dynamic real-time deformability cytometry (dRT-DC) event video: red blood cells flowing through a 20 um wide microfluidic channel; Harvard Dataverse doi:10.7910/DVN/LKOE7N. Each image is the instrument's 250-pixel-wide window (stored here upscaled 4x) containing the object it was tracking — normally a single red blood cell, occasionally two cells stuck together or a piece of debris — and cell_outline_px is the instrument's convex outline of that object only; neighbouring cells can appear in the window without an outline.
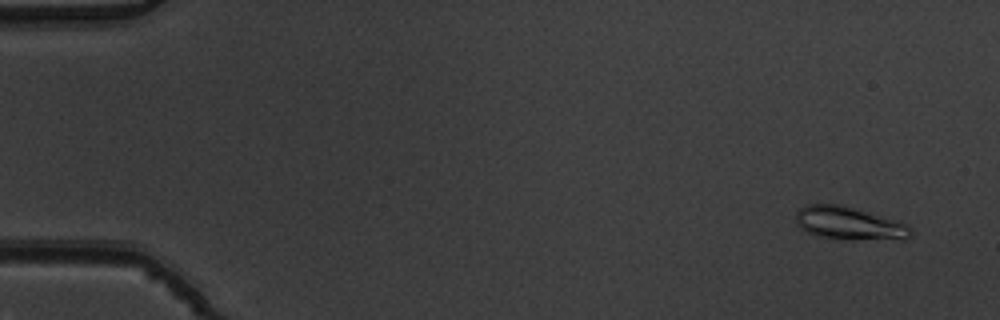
{"species": "common noctule bat (a hibernating species)", "species_latin": "Nyctalus noctula", "temperature_condition": "warm", "stored_images_in_passage": 55, "segment_of_instrument_passage": [1, 2], "camera_frame_rate_fps": 3000, "um_per_image_px": 0.085, "animal": {"sex": "male", "body_mass_g": 19.5, "forearm_length_mm": 54.6}, "frame": {"image": 1, "passage_image": 4, "time_ms": 1.0, "image_size_px": [1000, 320], "cell_outline_px": [[912, 236], [908, 240], [852, 240], [816, 236], [800, 228], [796, 224], [796, 212], [800, 208], [808, 204], [836, 204], [900, 220], [908, 224], [912, 228]], "centroid_in_image_um": [72.26, 19.01], "position_along_channel_um": 12.7, "area_um2": 22.6}}
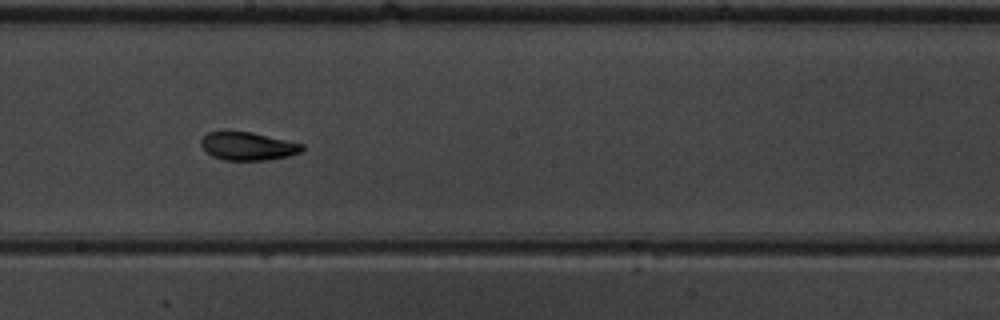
{"frame": {"image": 2, "passage_image": 31, "time_ms": 10.0, "image_size_px": [1000, 320], "cell_outline_px": [[304, 148], [300, 152], [288, 156], [268, 160], [224, 160], [212, 156], [200, 144], [200, 140], [208, 132], [252, 132], [304, 144]], "centroid_in_image_um": [21.08, 12.43], "position_along_channel_um": 227.1, "area_um2": 16.42}}
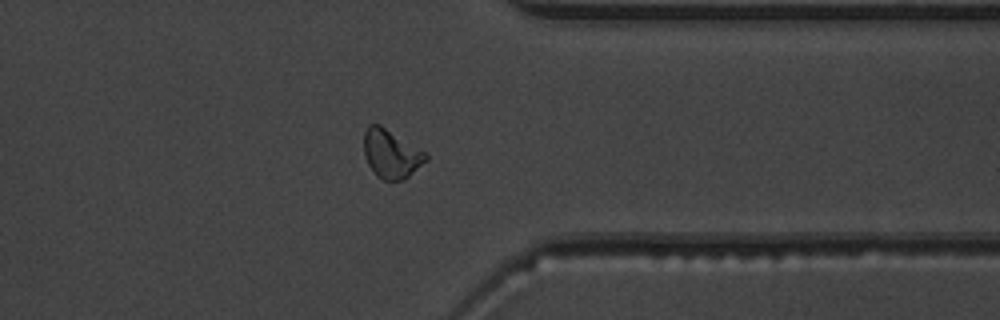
{"frame": {"image": 3, "passage_image": 43, "time_ms": 14.0, "image_size_px": [1000, 320], "cell_outline_px": [[428, 160], [404, 180], [384, 180], [376, 176], [368, 164], [364, 156], [364, 132], [368, 124], [380, 124], [428, 152]], "centroid_in_image_um": [33.27, 13.06], "position_along_channel_um": 378.1, "area_um2": 17.92}}